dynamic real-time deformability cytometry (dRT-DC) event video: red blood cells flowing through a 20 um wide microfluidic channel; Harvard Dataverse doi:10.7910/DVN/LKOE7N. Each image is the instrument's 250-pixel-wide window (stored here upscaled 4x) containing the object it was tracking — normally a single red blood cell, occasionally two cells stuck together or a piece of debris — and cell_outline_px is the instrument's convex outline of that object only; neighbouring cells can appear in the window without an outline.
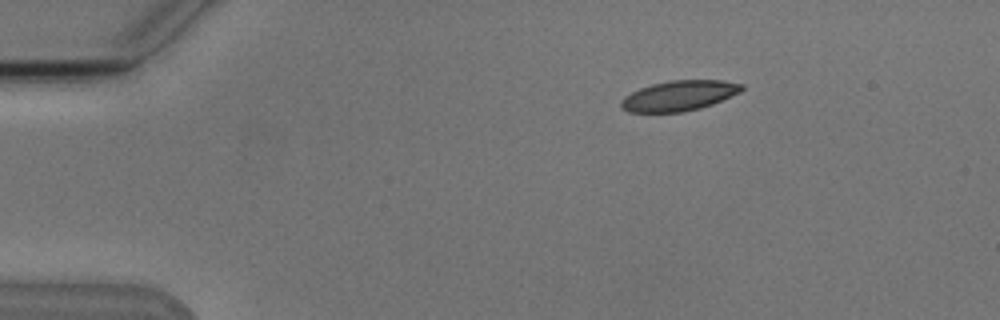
{"species": "Egyptian fruit bat (a non-hibernating species)", "species_latin": "Rousettus aegyptiacus", "temperature_condition": "cold", "stored_images_in_passage": 3, "camera_frame_rate_fps": 3000, "um_per_image_px": 0.085, "animal": {"sex": "male"}, "frame": {"image": 1, "passage_image": 1, "time_ms": 0.0, "image_size_px": [1000, 320], "cell_outline_px": [[744, 88], [740, 92], [712, 104], [700, 108], [680, 112], [628, 112], [620, 108], [620, 100], [624, 96], [640, 88], [652, 84], [672, 80], [724, 80], [744, 84]], "centroid_in_image_um": [57.71, 8.13], "position_along_channel_um": 27.3, "area_um2": 21.27}}